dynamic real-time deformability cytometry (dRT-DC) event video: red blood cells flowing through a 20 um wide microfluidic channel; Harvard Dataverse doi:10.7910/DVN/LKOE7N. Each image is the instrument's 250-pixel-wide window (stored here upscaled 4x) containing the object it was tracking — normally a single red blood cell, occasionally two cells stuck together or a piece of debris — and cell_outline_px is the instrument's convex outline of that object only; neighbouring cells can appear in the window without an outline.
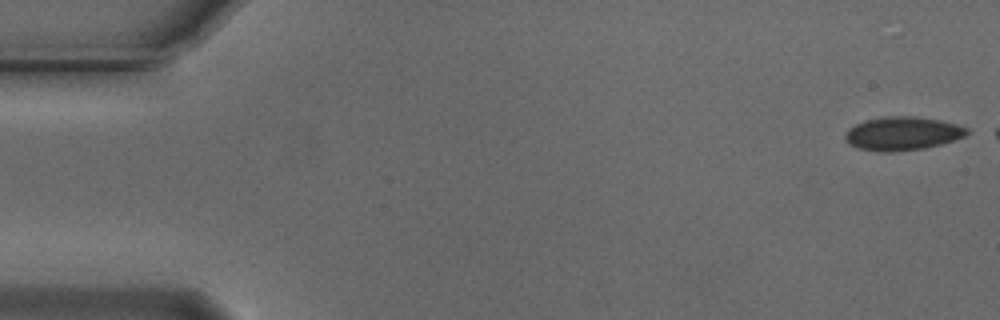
{"species": "Egyptian fruit bat (a non-hibernating species)", "species_latin": "Rousettus aegyptiacus", "temperature_condition": "cold", "stored_images_in_passage": 47, "camera_frame_rate_fps": 3000, "um_per_image_px": 0.085, "animal": {"sex": "male"}, "frame": {"image": 1, "passage_image": 1, "time_ms": 0.0, "image_size_px": [1000, 320], "cell_outline_px": [[968, 132], [964, 136], [940, 144], [924, 148], [888, 152], [880, 152], [860, 148], [844, 140], [844, 136], [848, 128], [864, 120], [892, 116], [912, 116], [940, 120], [956, 124], [968, 128]], "centroid_in_image_um": [76.69, 11.34], "position_along_channel_um": 8.3, "area_um2": 23.47}}
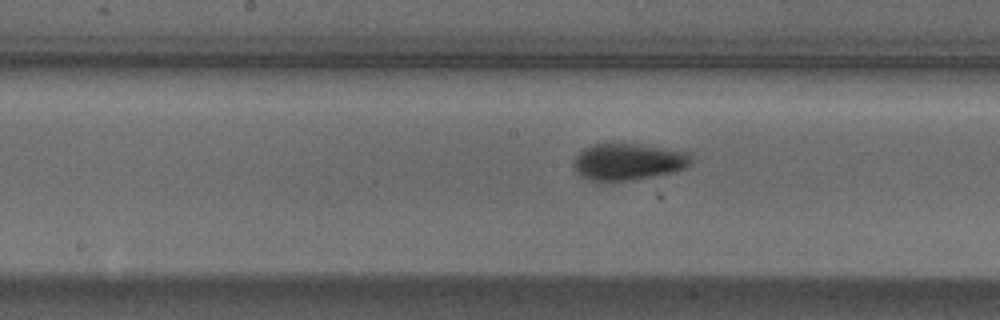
{"frame": {"image": 2, "passage_image": 27, "time_ms": 8.667, "image_size_px": [1000, 320], "cell_outline_px": [[692, 164], [676, 172], [632, 180], [600, 184], [588, 180], [580, 176], [576, 172], [572, 164], [576, 156], [584, 148], [592, 144], [636, 144], [688, 152], [692, 160]], "centroid_in_image_um": [53.34, 13.8], "position_along_channel_um": 194.9, "area_um2": 25.66}}
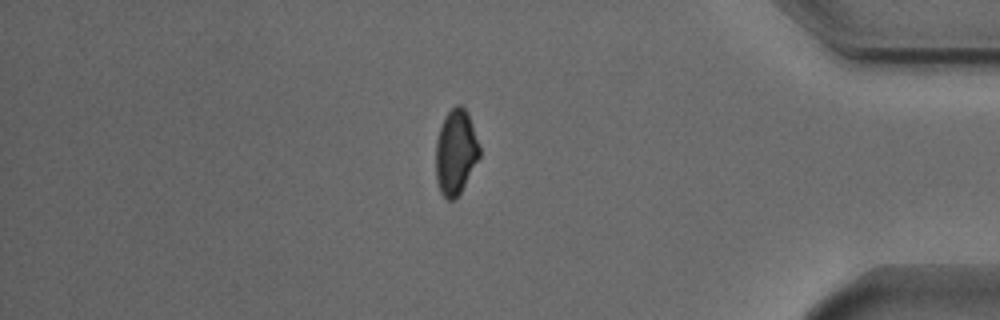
{"frame": {"image": 3, "passage_image": 46, "time_ms": 15.0, "image_size_px": [1000, 320], "cell_outline_px": [[480, 156], [460, 192], [452, 200], [448, 200], [440, 192], [436, 176], [436, 140], [440, 128], [448, 112], [456, 104], [460, 104], [468, 112], [480, 148]], "centroid_in_image_um": [38.74, 12.91], "position_along_channel_um": 396.5, "area_um2": 21.33}}